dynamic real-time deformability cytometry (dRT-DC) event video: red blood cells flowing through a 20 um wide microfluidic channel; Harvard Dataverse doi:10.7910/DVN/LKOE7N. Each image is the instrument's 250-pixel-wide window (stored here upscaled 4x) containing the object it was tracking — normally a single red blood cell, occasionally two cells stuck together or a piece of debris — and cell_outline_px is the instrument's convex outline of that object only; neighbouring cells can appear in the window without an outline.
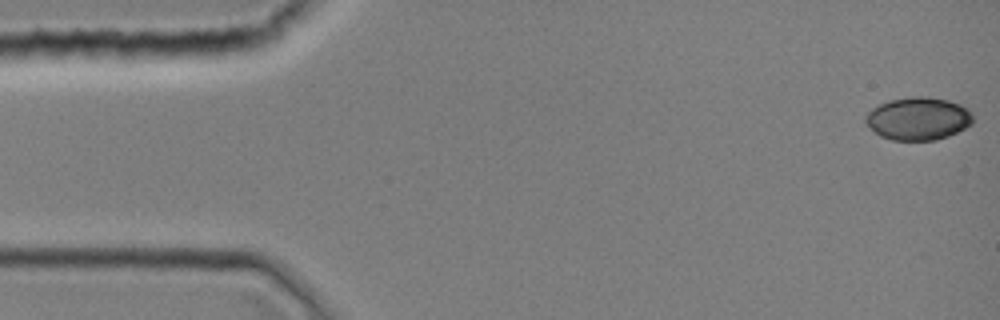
{"species": "common noctule bat (a hibernating species)", "species_latin": "Nyctalus noctula", "temperature_condition": "room temperature", "stored_images_in_passage": 38, "camera_frame_rate_fps": 3000, "um_per_image_px": 0.085, "animal": {"sex": "female", "body_mass_g": 19.0, "forearm_length_mm": 51.5}, "frame": {"image": 1, "passage_image": 1, "time_ms": 0.0, "image_size_px": [1000, 320], "cell_outline_px": [[972, 124], [948, 136], [936, 140], [892, 140], [880, 136], [864, 120], [864, 116], [872, 108], [888, 100], [912, 96], [928, 96], [948, 100], [960, 104], [968, 108], [972, 112]], "centroid_in_image_um": [78.05, 10.07], "position_along_channel_um": 6.9, "area_um2": 26.88}}
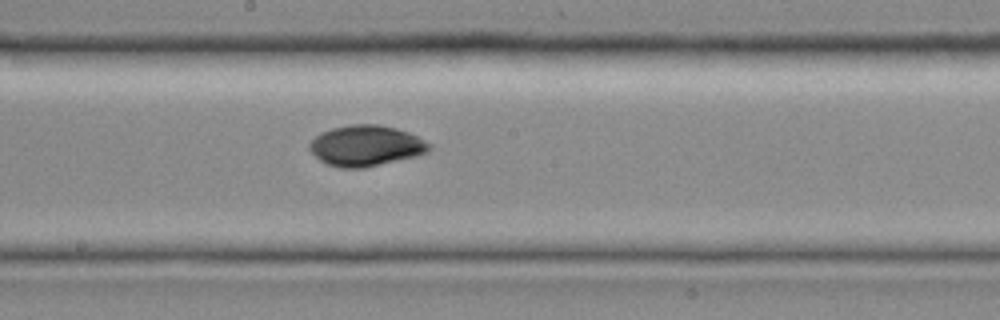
{"frame": {"image": 2, "passage_image": 21, "time_ms": 6.667, "image_size_px": [1000, 320], "cell_outline_px": [[432, 148], [428, 152], [416, 156], [364, 168], [340, 168], [328, 164], [320, 160], [308, 148], [308, 144], [320, 132], [332, 128], [348, 124], [380, 124], [396, 128], [408, 132], [432, 144]], "centroid_in_image_um": [31.11, 12.38], "position_along_channel_um": 217.1, "area_um2": 28.55}}
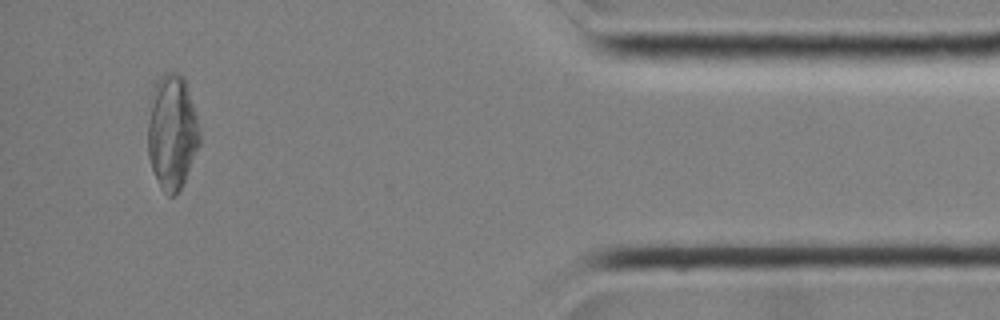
{"frame": {"image": 3, "passage_image": 36, "time_ms": 11.667, "image_size_px": [1000, 320], "cell_outline_px": [[200, 144], [184, 180], [176, 196], [168, 196], [160, 188], [152, 168], [148, 156], [148, 100], [152, 88], [156, 80], [164, 72], [176, 72], [184, 76], [200, 128]], "centroid_in_image_um": [14.6, 11.18], "position_along_channel_um": 420.6, "area_um2": 35.14}}